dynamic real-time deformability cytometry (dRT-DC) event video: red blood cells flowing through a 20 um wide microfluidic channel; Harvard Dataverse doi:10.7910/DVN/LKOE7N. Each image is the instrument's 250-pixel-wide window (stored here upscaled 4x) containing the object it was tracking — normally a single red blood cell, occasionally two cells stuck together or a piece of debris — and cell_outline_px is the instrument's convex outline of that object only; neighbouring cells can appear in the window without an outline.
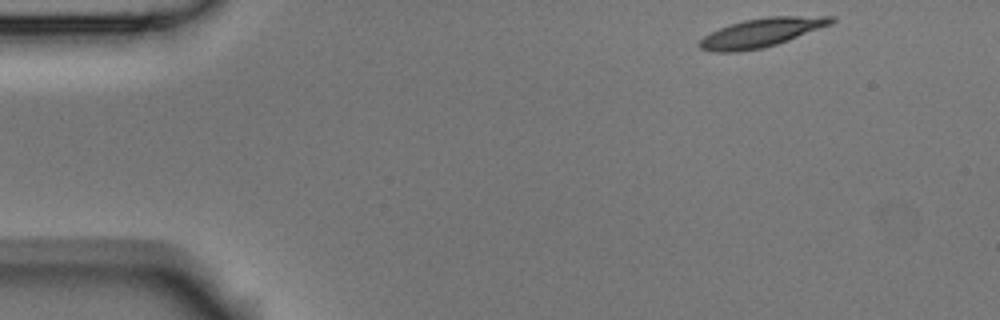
{"species": "Egyptian fruit bat (a non-hibernating species)", "species_latin": "Rousettus aegyptiacus", "temperature_condition": "room temperature", "stored_images_in_passage": 4, "camera_frame_rate_fps": 3000, "um_per_image_px": 0.085, "animal": {"sex": "male"}, "frame": {"image": 1, "passage_image": 1, "time_ms": 0.0, "image_size_px": [1000, 320], "cell_outline_px": [[836, 20], [832, 24], [788, 40], [776, 44], [760, 48], [740, 52], [716, 52], [700, 48], [696, 44], [704, 36], [720, 28], [744, 20], [768, 16], [836, 16]], "centroid_in_image_um": [64.74, 2.77], "position_along_channel_um": 20.3, "area_um2": 21.96}}
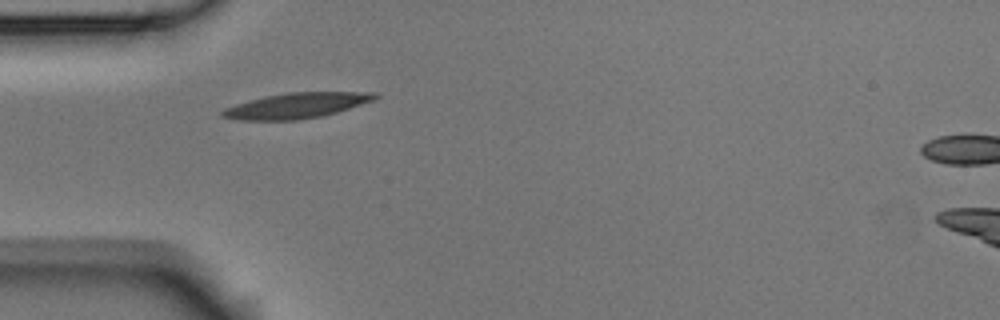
{"frame": {"image": 2, "passage_image": 3, "time_ms": 0.667, "image_size_px": [1000, 320], "cell_outline_px": [[380, 96], [376, 100], [336, 112], [320, 116], [296, 120], [240, 120], [220, 116], [220, 112], [224, 108], [236, 104], [264, 96], [288, 92], [380, 92]], "centroid_in_image_um": [25.24, 8.96], "position_along_channel_um": 59.8, "area_um2": 22.66}}
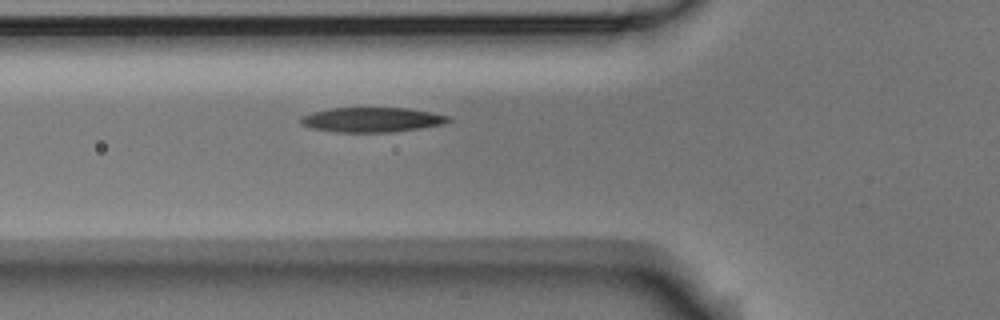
{"frame": {"image": 3, "passage_image": 4, "time_ms": 1.0, "image_size_px": [1000, 320], "cell_outline_px": [[452, 120], [440, 124], [392, 132], [336, 132], [312, 128], [300, 124], [300, 116], [312, 112], [328, 108], [408, 108], [432, 112], [452, 116]], "centroid_in_image_um": [31.58, 10.16], "position_along_channel_um": 94.2, "area_um2": 21.27}}